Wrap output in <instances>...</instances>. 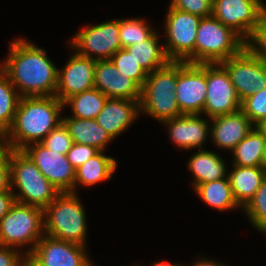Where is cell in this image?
Returning <instances> with one entry per match:
<instances>
[{"instance_id": "1", "label": "cell", "mask_w": 266, "mask_h": 266, "mask_svg": "<svg viewBox=\"0 0 266 266\" xmlns=\"http://www.w3.org/2000/svg\"><path fill=\"white\" fill-rule=\"evenodd\" d=\"M10 53L0 69L19 90L21 97L55 96L58 68L46 51L25 39L10 42Z\"/></svg>"}, {"instance_id": "2", "label": "cell", "mask_w": 266, "mask_h": 266, "mask_svg": "<svg viewBox=\"0 0 266 266\" xmlns=\"http://www.w3.org/2000/svg\"><path fill=\"white\" fill-rule=\"evenodd\" d=\"M64 104L56 96L21 97L14 122L6 133L7 149L23 150L40 143L61 122Z\"/></svg>"}, {"instance_id": "3", "label": "cell", "mask_w": 266, "mask_h": 266, "mask_svg": "<svg viewBox=\"0 0 266 266\" xmlns=\"http://www.w3.org/2000/svg\"><path fill=\"white\" fill-rule=\"evenodd\" d=\"M9 166L10 188L20 191L16 202L45 209L60 194L23 150L9 149Z\"/></svg>"}, {"instance_id": "4", "label": "cell", "mask_w": 266, "mask_h": 266, "mask_svg": "<svg viewBox=\"0 0 266 266\" xmlns=\"http://www.w3.org/2000/svg\"><path fill=\"white\" fill-rule=\"evenodd\" d=\"M176 85V61L149 73L141 88L140 111L161 122L182 116L176 100Z\"/></svg>"}, {"instance_id": "5", "label": "cell", "mask_w": 266, "mask_h": 266, "mask_svg": "<svg viewBox=\"0 0 266 266\" xmlns=\"http://www.w3.org/2000/svg\"><path fill=\"white\" fill-rule=\"evenodd\" d=\"M85 211L76 193H60L44 209V233L47 236L84 246Z\"/></svg>"}, {"instance_id": "6", "label": "cell", "mask_w": 266, "mask_h": 266, "mask_svg": "<svg viewBox=\"0 0 266 266\" xmlns=\"http://www.w3.org/2000/svg\"><path fill=\"white\" fill-rule=\"evenodd\" d=\"M244 47L245 41L218 19L201 18L195 40V64L221 63Z\"/></svg>"}, {"instance_id": "7", "label": "cell", "mask_w": 266, "mask_h": 266, "mask_svg": "<svg viewBox=\"0 0 266 266\" xmlns=\"http://www.w3.org/2000/svg\"><path fill=\"white\" fill-rule=\"evenodd\" d=\"M44 209L16 202L0 221V245L18 249L26 244L30 254L44 236Z\"/></svg>"}, {"instance_id": "8", "label": "cell", "mask_w": 266, "mask_h": 266, "mask_svg": "<svg viewBox=\"0 0 266 266\" xmlns=\"http://www.w3.org/2000/svg\"><path fill=\"white\" fill-rule=\"evenodd\" d=\"M165 19L167 57L170 61L195 64V40L201 17L169 6Z\"/></svg>"}, {"instance_id": "9", "label": "cell", "mask_w": 266, "mask_h": 266, "mask_svg": "<svg viewBox=\"0 0 266 266\" xmlns=\"http://www.w3.org/2000/svg\"><path fill=\"white\" fill-rule=\"evenodd\" d=\"M220 64L229 73L241 102L256 91L266 88V60L254 55L246 46Z\"/></svg>"}, {"instance_id": "10", "label": "cell", "mask_w": 266, "mask_h": 266, "mask_svg": "<svg viewBox=\"0 0 266 266\" xmlns=\"http://www.w3.org/2000/svg\"><path fill=\"white\" fill-rule=\"evenodd\" d=\"M70 41L77 54L97 60H110L121 49L119 37V20L87 26L80 30ZM97 56H92L91 54Z\"/></svg>"}, {"instance_id": "11", "label": "cell", "mask_w": 266, "mask_h": 266, "mask_svg": "<svg viewBox=\"0 0 266 266\" xmlns=\"http://www.w3.org/2000/svg\"><path fill=\"white\" fill-rule=\"evenodd\" d=\"M265 12L266 6L261 0H213L212 4V16L245 42Z\"/></svg>"}, {"instance_id": "12", "label": "cell", "mask_w": 266, "mask_h": 266, "mask_svg": "<svg viewBox=\"0 0 266 266\" xmlns=\"http://www.w3.org/2000/svg\"><path fill=\"white\" fill-rule=\"evenodd\" d=\"M206 91V64L177 62L176 100L181 113L201 115Z\"/></svg>"}, {"instance_id": "13", "label": "cell", "mask_w": 266, "mask_h": 266, "mask_svg": "<svg viewBox=\"0 0 266 266\" xmlns=\"http://www.w3.org/2000/svg\"><path fill=\"white\" fill-rule=\"evenodd\" d=\"M207 95L203 112L210 118L241 109V101L229 73L220 64H206Z\"/></svg>"}, {"instance_id": "14", "label": "cell", "mask_w": 266, "mask_h": 266, "mask_svg": "<svg viewBox=\"0 0 266 266\" xmlns=\"http://www.w3.org/2000/svg\"><path fill=\"white\" fill-rule=\"evenodd\" d=\"M23 151L32 159L41 173L60 193H75V169L67 160L66 155L49 150L41 143H34L33 146L28 145Z\"/></svg>"}, {"instance_id": "15", "label": "cell", "mask_w": 266, "mask_h": 266, "mask_svg": "<svg viewBox=\"0 0 266 266\" xmlns=\"http://www.w3.org/2000/svg\"><path fill=\"white\" fill-rule=\"evenodd\" d=\"M85 246L44 234L30 253L42 266H93Z\"/></svg>"}, {"instance_id": "16", "label": "cell", "mask_w": 266, "mask_h": 266, "mask_svg": "<svg viewBox=\"0 0 266 266\" xmlns=\"http://www.w3.org/2000/svg\"><path fill=\"white\" fill-rule=\"evenodd\" d=\"M96 61L84 56L70 57L64 69L58 70V84L55 96L64 102L72 95L94 88V66Z\"/></svg>"}, {"instance_id": "17", "label": "cell", "mask_w": 266, "mask_h": 266, "mask_svg": "<svg viewBox=\"0 0 266 266\" xmlns=\"http://www.w3.org/2000/svg\"><path fill=\"white\" fill-rule=\"evenodd\" d=\"M94 88L108 98L140 100L141 87L130 77L120 74L111 60H97L94 66Z\"/></svg>"}, {"instance_id": "18", "label": "cell", "mask_w": 266, "mask_h": 266, "mask_svg": "<svg viewBox=\"0 0 266 266\" xmlns=\"http://www.w3.org/2000/svg\"><path fill=\"white\" fill-rule=\"evenodd\" d=\"M210 119L213 123L210 129L212 141L220 148L231 151H233L236 145L255 127L241 109Z\"/></svg>"}, {"instance_id": "19", "label": "cell", "mask_w": 266, "mask_h": 266, "mask_svg": "<svg viewBox=\"0 0 266 266\" xmlns=\"http://www.w3.org/2000/svg\"><path fill=\"white\" fill-rule=\"evenodd\" d=\"M162 123L169 127L172 142L183 149L201 147L211 131L208 122L199 118V114H183Z\"/></svg>"}, {"instance_id": "20", "label": "cell", "mask_w": 266, "mask_h": 266, "mask_svg": "<svg viewBox=\"0 0 266 266\" xmlns=\"http://www.w3.org/2000/svg\"><path fill=\"white\" fill-rule=\"evenodd\" d=\"M140 111V100L108 98L96 120L114 139L125 131Z\"/></svg>"}, {"instance_id": "21", "label": "cell", "mask_w": 266, "mask_h": 266, "mask_svg": "<svg viewBox=\"0 0 266 266\" xmlns=\"http://www.w3.org/2000/svg\"><path fill=\"white\" fill-rule=\"evenodd\" d=\"M233 168L231 173L227 175L237 204L244 208L266 178V170L263 167L236 165H233Z\"/></svg>"}, {"instance_id": "22", "label": "cell", "mask_w": 266, "mask_h": 266, "mask_svg": "<svg viewBox=\"0 0 266 266\" xmlns=\"http://www.w3.org/2000/svg\"><path fill=\"white\" fill-rule=\"evenodd\" d=\"M62 122L68 128L73 143L85 144L103 151L113 138L97 123L96 119L63 117Z\"/></svg>"}, {"instance_id": "23", "label": "cell", "mask_w": 266, "mask_h": 266, "mask_svg": "<svg viewBox=\"0 0 266 266\" xmlns=\"http://www.w3.org/2000/svg\"><path fill=\"white\" fill-rule=\"evenodd\" d=\"M188 168L193 173L194 188L201 184L225 178L226 163L220 155L213 151L199 150L191 156L187 163Z\"/></svg>"}, {"instance_id": "24", "label": "cell", "mask_w": 266, "mask_h": 266, "mask_svg": "<svg viewBox=\"0 0 266 266\" xmlns=\"http://www.w3.org/2000/svg\"><path fill=\"white\" fill-rule=\"evenodd\" d=\"M103 153V151H100L75 170L74 190H76L77 184L93 186L98 182L111 178L118 164L114 158Z\"/></svg>"}, {"instance_id": "25", "label": "cell", "mask_w": 266, "mask_h": 266, "mask_svg": "<svg viewBox=\"0 0 266 266\" xmlns=\"http://www.w3.org/2000/svg\"><path fill=\"white\" fill-rule=\"evenodd\" d=\"M158 41L157 32H154L148 39L125 48L147 74L170 62L164 46H160Z\"/></svg>"}, {"instance_id": "26", "label": "cell", "mask_w": 266, "mask_h": 266, "mask_svg": "<svg viewBox=\"0 0 266 266\" xmlns=\"http://www.w3.org/2000/svg\"><path fill=\"white\" fill-rule=\"evenodd\" d=\"M266 138L255 126L232 151L233 165L243 167H263Z\"/></svg>"}, {"instance_id": "27", "label": "cell", "mask_w": 266, "mask_h": 266, "mask_svg": "<svg viewBox=\"0 0 266 266\" xmlns=\"http://www.w3.org/2000/svg\"><path fill=\"white\" fill-rule=\"evenodd\" d=\"M193 189L206 204L217 208L219 211L230 210L239 206L234 198L228 175L219 180L201 183Z\"/></svg>"}, {"instance_id": "28", "label": "cell", "mask_w": 266, "mask_h": 266, "mask_svg": "<svg viewBox=\"0 0 266 266\" xmlns=\"http://www.w3.org/2000/svg\"><path fill=\"white\" fill-rule=\"evenodd\" d=\"M108 97L96 88L72 95L63 104L71 106L72 116L82 119H96L105 106Z\"/></svg>"}, {"instance_id": "29", "label": "cell", "mask_w": 266, "mask_h": 266, "mask_svg": "<svg viewBox=\"0 0 266 266\" xmlns=\"http://www.w3.org/2000/svg\"><path fill=\"white\" fill-rule=\"evenodd\" d=\"M21 96L9 77L0 69V130L6 134L15 118Z\"/></svg>"}, {"instance_id": "30", "label": "cell", "mask_w": 266, "mask_h": 266, "mask_svg": "<svg viewBox=\"0 0 266 266\" xmlns=\"http://www.w3.org/2000/svg\"><path fill=\"white\" fill-rule=\"evenodd\" d=\"M154 32L144 19H119V37L123 49L148 39Z\"/></svg>"}, {"instance_id": "31", "label": "cell", "mask_w": 266, "mask_h": 266, "mask_svg": "<svg viewBox=\"0 0 266 266\" xmlns=\"http://www.w3.org/2000/svg\"><path fill=\"white\" fill-rule=\"evenodd\" d=\"M111 62L120 71V74L128 76L133 79L141 88L147 78V73L144 69L137 63L132 54H130L126 49H119L111 58Z\"/></svg>"}, {"instance_id": "32", "label": "cell", "mask_w": 266, "mask_h": 266, "mask_svg": "<svg viewBox=\"0 0 266 266\" xmlns=\"http://www.w3.org/2000/svg\"><path fill=\"white\" fill-rule=\"evenodd\" d=\"M243 209L257 230L266 229V178Z\"/></svg>"}, {"instance_id": "33", "label": "cell", "mask_w": 266, "mask_h": 266, "mask_svg": "<svg viewBox=\"0 0 266 266\" xmlns=\"http://www.w3.org/2000/svg\"><path fill=\"white\" fill-rule=\"evenodd\" d=\"M241 110L256 126L266 118V88L256 91L241 102Z\"/></svg>"}, {"instance_id": "34", "label": "cell", "mask_w": 266, "mask_h": 266, "mask_svg": "<svg viewBox=\"0 0 266 266\" xmlns=\"http://www.w3.org/2000/svg\"><path fill=\"white\" fill-rule=\"evenodd\" d=\"M40 143L49 150H54L66 155L72 147L73 140L68 128L61 122L56 128L52 129Z\"/></svg>"}, {"instance_id": "35", "label": "cell", "mask_w": 266, "mask_h": 266, "mask_svg": "<svg viewBox=\"0 0 266 266\" xmlns=\"http://www.w3.org/2000/svg\"><path fill=\"white\" fill-rule=\"evenodd\" d=\"M245 46L254 55L266 60V12L261 16Z\"/></svg>"}, {"instance_id": "36", "label": "cell", "mask_w": 266, "mask_h": 266, "mask_svg": "<svg viewBox=\"0 0 266 266\" xmlns=\"http://www.w3.org/2000/svg\"><path fill=\"white\" fill-rule=\"evenodd\" d=\"M212 4L213 0H172L170 6L204 18L212 16Z\"/></svg>"}, {"instance_id": "37", "label": "cell", "mask_w": 266, "mask_h": 266, "mask_svg": "<svg viewBox=\"0 0 266 266\" xmlns=\"http://www.w3.org/2000/svg\"><path fill=\"white\" fill-rule=\"evenodd\" d=\"M99 152L100 150L95 147L88 146L85 144L73 143L66 156L67 160L76 170L83 163L97 155Z\"/></svg>"}, {"instance_id": "38", "label": "cell", "mask_w": 266, "mask_h": 266, "mask_svg": "<svg viewBox=\"0 0 266 266\" xmlns=\"http://www.w3.org/2000/svg\"><path fill=\"white\" fill-rule=\"evenodd\" d=\"M16 248L0 245V266H24L25 256ZM21 256V257H20Z\"/></svg>"}, {"instance_id": "39", "label": "cell", "mask_w": 266, "mask_h": 266, "mask_svg": "<svg viewBox=\"0 0 266 266\" xmlns=\"http://www.w3.org/2000/svg\"><path fill=\"white\" fill-rule=\"evenodd\" d=\"M10 189L9 149H7L0 155V193Z\"/></svg>"}, {"instance_id": "40", "label": "cell", "mask_w": 266, "mask_h": 266, "mask_svg": "<svg viewBox=\"0 0 266 266\" xmlns=\"http://www.w3.org/2000/svg\"><path fill=\"white\" fill-rule=\"evenodd\" d=\"M15 203L16 199L12 189L0 193V221Z\"/></svg>"}, {"instance_id": "41", "label": "cell", "mask_w": 266, "mask_h": 266, "mask_svg": "<svg viewBox=\"0 0 266 266\" xmlns=\"http://www.w3.org/2000/svg\"><path fill=\"white\" fill-rule=\"evenodd\" d=\"M24 266H42L31 254L25 255Z\"/></svg>"}, {"instance_id": "42", "label": "cell", "mask_w": 266, "mask_h": 266, "mask_svg": "<svg viewBox=\"0 0 266 266\" xmlns=\"http://www.w3.org/2000/svg\"><path fill=\"white\" fill-rule=\"evenodd\" d=\"M191 266H223L221 263H216L214 261H211V260H204L203 258L197 262H195L193 265Z\"/></svg>"}, {"instance_id": "43", "label": "cell", "mask_w": 266, "mask_h": 266, "mask_svg": "<svg viewBox=\"0 0 266 266\" xmlns=\"http://www.w3.org/2000/svg\"><path fill=\"white\" fill-rule=\"evenodd\" d=\"M7 150L6 146V134L0 130V155H2Z\"/></svg>"}, {"instance_id": "44", "label": "cell", "mask_w": 266, "mask_h": 266, "mask_svg": "<svg viewBox=\"0 0 266 266\" xmlns=\"http://www.w3.org/2000/svg\"><path fill=\"white\" fill-rule=\"evenodd\" d=\"M256 127L263 134V136L266 138V118L263 119L259 124H257Z\"/></svg>"}, {"instance_id": "45", "label": "cell", "mask_w": 266, "mask_h": 266, "mask_svg": "<svg viewBox=\"0 0 266 266\" xmlns=\"http://www.w3.org/2000/svg\"><path fill=\"white\" fill-rule=\"evenodd\" d=\"M153 266H180V265L170 264L169 262H157V263L153 264ZM181 266H183V265H181Z\"/></svg>"}, {"instance_id": "46", "label": "cell", "mask_w": 266, "mask_h": 266, "mask_svg": "<svg viewBox=\"0 0 266 266\" xmlns=\"http://www.w3.org/2000/svg\"><path fill=\"white\" fill-rule=\"evenodd\" d=\"M263 168L266 170V144H265V153H264V159H263Z\"/></svg>"}]
</instances>
